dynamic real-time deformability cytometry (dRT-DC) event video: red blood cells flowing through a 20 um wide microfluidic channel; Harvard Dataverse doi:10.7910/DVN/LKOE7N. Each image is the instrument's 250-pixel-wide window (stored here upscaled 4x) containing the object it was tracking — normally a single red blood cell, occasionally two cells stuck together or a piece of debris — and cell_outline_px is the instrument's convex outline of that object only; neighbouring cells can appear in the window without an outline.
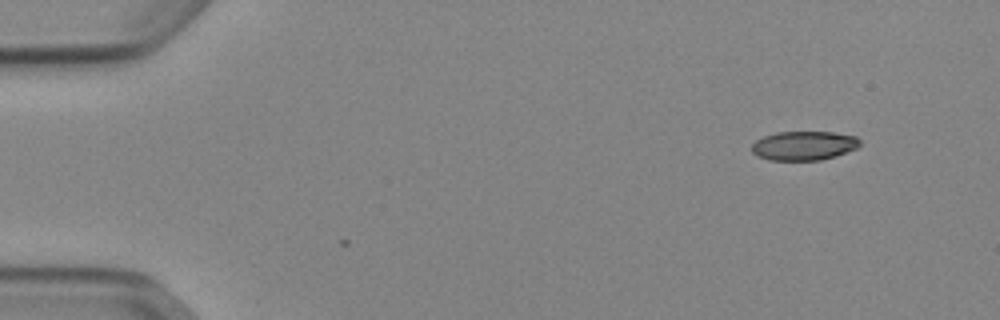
{"species": "Egyptian fruit bat (a non-hibernating species)", "species_latin": "Rousettus aegyptiacus", "temperature_condition": "cold", "stored_images_in_passage": 2, "camera_frame_rate_fps": 3000, "um_per_image_px": 0.085, "animal": {"sex": "female"}, "frame": {"image": 1, "passage_image": 2, "time_ms": 0.333, "image_size_px": [1000, 320], "cell_outline_px": [[860, 144], [856, 148], [836, 156], [820, 160], [768, 160], [756, 156], [752, 152], [752, 144], [756, 140], [764, 136], [776, 132], [832, 132], [856, 136], [860, 140]], "centroid_in_image_um": [68.31, 12.38], "position_along_channel_um": 16.7, "area_um2": 18.38}}